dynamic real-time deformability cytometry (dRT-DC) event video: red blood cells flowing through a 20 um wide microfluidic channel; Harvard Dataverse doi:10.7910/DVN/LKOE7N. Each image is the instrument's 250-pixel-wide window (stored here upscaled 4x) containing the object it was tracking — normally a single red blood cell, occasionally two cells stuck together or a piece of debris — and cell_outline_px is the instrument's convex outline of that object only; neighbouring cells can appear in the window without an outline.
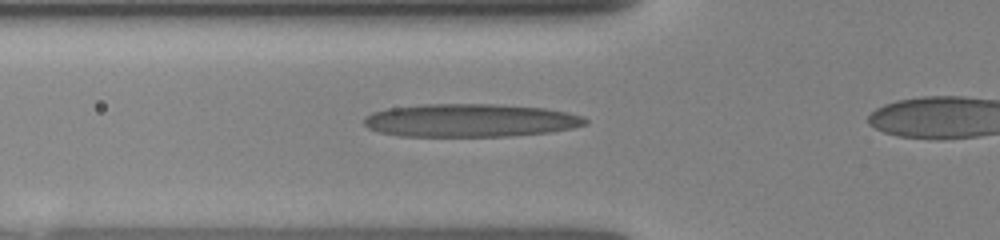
{"species": "human", "species_latin": "Homo sapiens", "temperature_condition": "room temperature", "stored_images_in_passage": 23, "camera_frame_rate_fps": 3000, "um_per_image_px": 0.085, "donor": {"sex": "female"}, "frame": {"image": 1, "passage_image": 8, "time_ms": 3.0, "image_size_px": [1000, 240], "cell_outline_px": [[588, 124], [572, 128], [552, 132], [508, 136], [400, 136], [380, 132], [368, 128], [364, 124], [364, 116], [372, 112], [388, 108], [424, 104], [492, 104], [544, 108], [564, 112], [580, 116], [588, 120]], "centroid_in_image_um": [39.94, 10.24], "position_along_channel_um": 85.9, "area_um2": 42.66}}
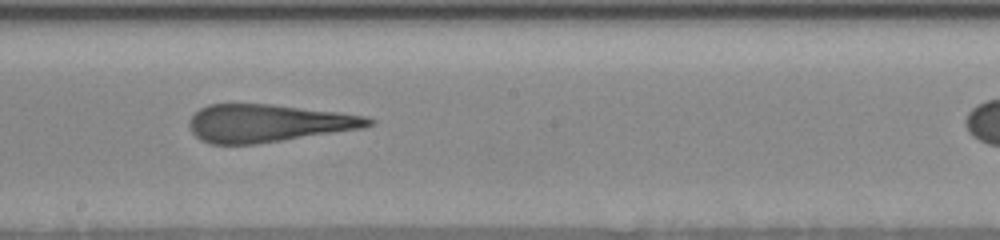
{"frame": {"image": 2, "passage_image": 14, "time_ms": 6.333, "image_size_px": [1000, 240], "cell_outline_px": [[376, 120], [372, 124], [364, 128], [256, 144], [208, 144], [200, 140], [192, 132], [188, 124], [188, 120], [200, 108], [208, 104], [272, 104], [336, 112], [364, 116]], "centroid_in_image_um": [22.75, 10.47], "position_along_channel_um": 225.4, "area_um2": 39.3}}
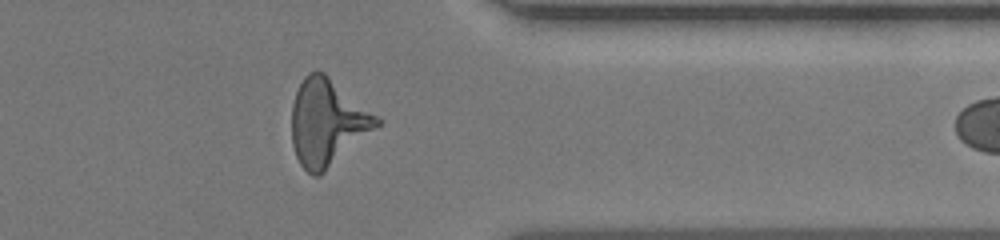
{"frame": {"image": 3, "passage_image": 22, "time_ms": 10.333, "image_size_px": [1000, 240], "cell_outline_px": [[384, 120], [380, 124], [320, 176], [312, 176], [300, 164], [296, 156], [292, 144], [292, 104], [296, 92], [304, 76], [308, 72], [316, 68], [324, 72], [380, 116]], "centroid_in_image_um": [27.83, 10.38], "position_along_channel_um": 383.6, "area_um2": 43.06}}